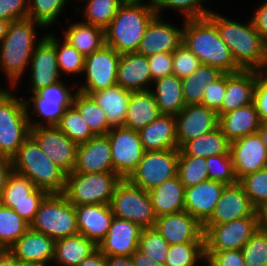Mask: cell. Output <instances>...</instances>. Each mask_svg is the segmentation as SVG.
<instances>
[{
    "mask_svg": "<svg viewBox=\"0 0 267 266\" xmlns=\"http://www.w3.org/2000/svg\"><path fill=\"white\" fill-rule=\"evenodd\" d=\"M207 17L216 25L221 39L242 70H265L267 42L256 31L251 20L242 24L213 11Z\"/></svg>",
    "mask_w": 267,
    "mask_h": 266,
    "instance_id": "cell-1",
    "label": "cell"
},
{
    "mask_svg": "<svg viewBox=\"0 0 267 266\" xmlns=\"http://www.w3.org/2000/svg\"><path fill=\"white\" fill-rule=\"evenodd\" d=\"M142 1L125 0L105 29V45L119 54L137 52L149 23L157 16L153 1Z\"/></svg>",
    "mask_w": 267,
    "mask_h": 266,
    "instance_id": "cell-2",
    "label": "cell"
},
{
    "mask_svg": "<svg viewBox=\"0 0 267 266\" xmlns=\"http://www.w3.org/2000/svg\"><path fill=\"white\" fill-rule=\"evenodd\" d=\"M183 24L182 43L196 55L202 65L219 68L223 73L242 70L221 39L216 25L208 17L185 19Z\"/></svg>",
    "mask_w": 267,
    "mask_h": 266,
    "instance_id": "cell-3",
    "label": "cell"
},
{
    "mask_svg": "<svg viewBox=\"0 0 267 266\" xmlns=\"http://www.w3.org/2000/svg\"><path fill=\"white\" fill-rule=\"evenodd\" d=\"M13 171L29 178L48 194H63L67 174L46 156L30 135L11 159Z\"/></svg>",
    "mask_w": 267,
    "mask_h": 266,
    "instance_id": "cell-4",
    "label": "cell"
},
{
    "mask_svg": "<svg viewBox=\"0 0 267 266\" xmlns=\"http://www.w3.org/2000/svg\"><path fill=\"white\" fill-rule=\"evenodd\" d=\"M44 28L31 19L12 21L0 43V66L11 86L15 87L30 64L36 47V29Z\"/></svg>",
    "mask_w": 267,
    "mask_h": 266,
    "instance_id": "cell-5",
    "label": "cell"
},
{
    "mask_svg": "<svg viewBox=\"0 0 267 266\" xmlns=\"http://www.w3.org/2000/svg\"><path fill=\"white\" fill-rule=\"evenodd\" d=\"M12 92H0V155L9 159L17 154L31 130L24 100Z\"/></svg>",
    "mask_w": 267,
    "mask_h": 266,
    "instance_id": "cell-6",
    "label": "cell"
},
{
    "mask_svg": "<svg viewBox=\"0 0 267 266\" xmlns=\"http://www.w3.org/2000/svg\"><path fill=\"white\" fill-rule=\"evenodd\" d=\"M30 228L54 241L79 234L75 206L63 194H48Z\"/></svg>",
    "mask_w": 267,
    "mask_h": 266,
    "instance_id": "cell-7",
    "label": "cell"
},
{
    "mask_svg": "<svg viewBox=\"0 0 267 266\" xmlns=\"http://www.w3.org/2000/svg\"><path fill=\"white\" fill-rule=\"evenodd\" d=\"M121 180L115 172H72L66 176L63 195L74 206L110 204L116 185Z\"/></svg>",
    "mask_w": 267,
    "mask_h": 266,
    "instance_id": "cell-8",
    "label": "cell"
},
{
    "mask_svg": "<svg viewBox=\"0 0 267 266\" xmlns=\"http://www.w3.org/2000/svg\"><path fill=\"white\" fill-rule=\"evenodd\" d=\"M114 217L137 223L142 228L154 227L156 215L148 191L122 179L110 201Z\"/></svg>",
    "mask_w": 267,
    "mask_h": 266,
    "instance_id": "cell-9",
    "label": "cell"
},
{
    "mask_svg": "<svg viewBox=\"0 0 267 266\" xmlns=\"http://www.w3.org/2000/svg\"><path fill=\"white\" fill-rule=\"evenodd\" d=\"M178 158L179 149L145 151L136 169L127 180L149 191L177 176Z\"/></svg>",
    "mask_w": 267,
    "mask_h": 266,
    "instance_id": "cell-10",
    "label": "cell"
},
{
    "mask_svg": "<svg viewBox=\"0 0 267 266\" xmlns=\"http://www.w3.org/2000/svg\"><path fill=\"white\" fill-rule=\"evenodd\" d=\"M259 228L260 217L203 225L205 251L241 250Z\"/></svg>",
    "mask_w": 267,
    "mask_h": 266,
    "instance_id": "cell-11",
    "label": "cell"
},
{
    "mask_svg": "<svg viewBox=\"0 0 267 266\" xmlns=\"http://www.w3.org/2000/svg\"><path fill=\"white\" fill-rule=\"evenodd\" d=\"M30 123V135L37 141L40 148L66 174L74 171L77 156V144L69 139L57 126H45L40 121Z\"/></svg>",
    "mask_w": 267,
    "mask_h": 266,
    "instance_id": "cell-12",
    "label": "cell"
},
{
    "mask_svg": "<svg viewBox=\"0 0 267 266\" xmlns=\"http://www.w3.org/2000/svg\"><path fill=\"white\" fill-rule=\"evenodd\" d=\"M107 136L110 141L113 170L121 179H127L145 152L139 132L119 126L113 127Z\"/></svg>",
    "mask_w": 267,
    "mask_h": 266,
    "instance_id": "cell-13",
    "label": "cell"
},
{
    "mask_svg": "<svg viewBox=\"0 0 267 266\" xmlns=\"http://www.w3.org/2000/svg\"><path fill=\"white\" fill-rule=\"evenodd\" d=\"M120 55L114 48L104 45L101 49L86 56L83 69L86 82L76 91L90 95L116 85Z\"/></svg>",
    "mask_w": 267,
    "mask_h": 266,
    "instance_id": "cell-14",
    "label": "cell"
},
{
    "mask_svg": "<svg viewBox=\"0 0 267 266\" xmlns=\"http://www.w3.org/2000/svg\"><path fill=\"white\" fill-rule=\"evenodd\" d=\"M45 34L37 43L30 59L31 92H37L49 85L58 83L61 74L58 68L56 37Z\"/></svg>",
    "mask_w": 267,
    "mask_h": 266,
    "instance_id": "cell-15",
    "label": "cell"
},
{
    "mask_svg": "<svg viewBox=\"0 0 267 266\" xmlns=\"http://www.w3.org/2000/svg\"><path fill=\"white\" fill-rule=\"evenodd\" d=\"M63 83L59 81L58 83L49 85L46 88L32 93V97L28 101L24 100L26 109H28V106H30L28 104L32 99L33 113L36 112L38 116L46 119L42 120L46 123L45 126H56L66 108L72 105L75 93L73 94L70 88Z\"/></svg>",
    "mask_w": 267,
    "mask_h": 266,
    "instance_id": "cell-16",
    "label": "cell"
},
{
    "mask_svg": "<svg viewBox=\"0 0 267 266\" xmlns=\"http://www.w3.org/2000/svg\"><path fill=\"white\" fill-rule=\"evenodd\" d=\"M154 227L169 245L204 243L203 225L187 211L159 216Z\"/></svg>",
    "mask_w": 267,
    "mask_h": 266,
    "instance_id": "cell-17",
    "label": "cell"
},
{
    "mask_svg": "<svg viewBox=\"0 0 267 266\" xmlns=\"http://www.w3.org/2000/svg\"><path fill=\"white\" fill-rule=\"evenodd\" d=\"M230 153L236 178L267 168V149L259 133L230 142Z\"/></svg>",
    "mask_w": 267,
    "mask_h": 266,
    "instance_id": "cell-18",
    "label": "cell"
},
{
    "mask_svg": "<svg viewBox=\"0 0 267 266\" xmlns=\"http://www.w3.org/2000/svg\"><path fill=\"white\" fill-rule=\"evenodd\" d=\"M245 217H260L249 197L239 184L227 185L219 198L214 212L203 225H217Z\"/></svg>",
    "mask_w": 267,
    "mask_h": 266,
    "instance_id": "cell-19",
    "label": "cell"
},
{
    "mask_svg": "<svg viewBox=\"0 0 267 266\" xmlns=\"http://www.w3.org/2000/svg\"><path fill=\"white\" fill-rule=\"evenodd\" d=\"M178 149L187 141L218 127L219 116L214 110L201 105H185L175 116Z\"/></svg>",
    "mask_w": 267,
    "mask_h": 266,
    "instance_id": "cell-20",
    "label": "cell"
},
{
    "mask_svg": "<svg viewBox=\"0 0 267 266\" xmlns=\"http://www.w3.org/2000/svg\"><path fill=\"white\" fill-rule=\"evenodd\" d=\"M183 41V28H177L156 16L148 25L137 49L146 57L157 53H173Z\"/></svg>",
    "mask_w": 267,
    "mask_h": 266,
    "instance_id": "cell-21",
    "label": "cell"
},
{
    "mask_svg": "<svg viewBox=\"0 0 267 266\" xmlns=\"http://www.w3.org/2000/svg\"><path fill=\"white\" fill-rule=\"evenodd\" d=\"M143 228L137 223L114 217L97 248L105 256H131L137 249Z\"/></svg>",
    "mask_w": 267,
    "mask_h": 266,
    "instance_id": "cell-22",
    "label": "cell"
},
{
    "mask_svg": "<svg viewBox=\"0 0 267 266\" xmlns=\"http://www.w3.org/2000/svg\"><path fill=\"white\" fill-rule=\"evenodd\" d=\"M226 186L218 181L207 180L185 188L184 211H187L203 225L213 214Z\"/></svg>",
    "mask_w": 267,
    "mask_h": 266,
    "instance_id": "cell-23",
    "label": "cell"
},
{
    "mask_svg": "<svg viewBox=\"0 0 267 266\" xmlns=\"http://www.w3.org/2000/svg\"><path fill=\"white\" fill-rule=\"evenodd\" d=\"M73 172H114L110 141L107 135H97L77 146L76 165Z\"/></svg>",
    "mask_w": 267,
    "mask_h": 266,
    "instance_id": "cell-24",
    "label": "cell"
},
{
    "mask_svg": "<svg viewBox=\"0 0 267 266\" xmlns=\"http://www.w3.org/2000/svg\"><path fill=\"white\" fill-rule=\"evenodd\" d=\"M75 211L79 234L98 246L107 235L114 218L110 205H80L75 206Z\"/></svg>",
    "mask_w": 267,
    "mask_h": 266,
    "instance_id": "cell-25",
    "label": "cell"
},
{
    "mask_svg": "<svg viewBox=\"0 0 267 266\" xmlns=\"http://www.w3.org/2000/svg\"><path fill=\"white\" fill-rule=\"evenodd\" d=\"M152 82L148 57L136 52L120 55L117 67L118 85L131 92H138L150 90Z\"/></svg>",
    "mask_w": 267,
    "mask_h": 266,
    "instance_id": "cell-26",
    "label": "cell"
},
{
    "mask_svg": "<svg viewBox=\"0 0 267 266\" xmlns=\"http://www.w3.org/2000/svg\"><path fill=\"white\" fill-rule=\"evenodd\" d=\"M54 250L55 241L52 238L31 228L9 248L18 261L45 265L53 263Z\"/></svg>",
    "mask_w": 267,
    "mask_h": 266,
    "instance_id": "cell-27",
    "label": "cell"
},
{
    "mask_svg": "<svg viewBox=\"0 0 267 266\" xmlns=\"http://www.w3.org/2000/svg\"><path fill=\"white\" fill-rule=\"evenodd\" d=\"M256 70L226 73V93L218 116L253 103Z\"/></svg>",
    "mask_w": 267,
    "mask_h": 266,
    "instance_id": "cell-28",
    "label": "cell"
},
{
    "mask_svg": "<svg viewBox=\"0 0 267 266\" xmlns=\"http://www.w3.org/2000/svg\"><path fill=\"white\" fill-rule=\"evenodd\" d=\"M259 114L253 103L219 115L218 126L230 141L258 133L261 125Z\"/></svg>",
    "mask_w": 267,
    "mask_h": 266,
    "instance_id": "cell-29",
    "label": "cell"
},
{
    "mask_svg": "<svg viewBox=\"0 0 267 266\" xmlns=\"http://www.w3.org/2000/svg\"><path fill=\"white\" fill-rule=\"evenodd\" d=\"M139 135L145 151L178 149L176 119L173 115L161 114L142 128Z\"/></svg>",
    "mask_w": 267,
    "mask_h": 266,
    "instance_id": "cell-30",
    "label": "cell"
},
{
    "mask_svg": "<svg viewBox=\"0 0 267 266\" xmlns=\"http://www.w3.org/2000/svg\"><path fill=\"white\" fill-rule=\"evenodd\" d=\"M161 115L151 90L132 92L123 127L140 131Z\"/></svg>",
    "mask_w": 267,
    "mask_h": 266,
    "instance_id": "cell-31",
    "label": "cell"
},
{
    "mask_svg": "<svg viewBox=\"0 0 267 266\" xmlns=\"http://www.w3.org/2000/svg\"><path fill=\"white\" fill-rule=\"evenodd\" d=\"M156 217L184 211L185 187L178 176L148 191Z\"/></svg>",
    "mask_w": 267,
    "mask_h": 266,
    "instance_id": "cell-32",
    "label": "cell"
},
{
    "mask_svg": "<svg viewBox=\"0 0 267 266\" xmlns=\"http://www.w3.org/2000/svg\"><path fill=\"white\" fill-rule=\"evenodd\" d=\"M131 93L116 84L107 89L93 92L90 96L105 112L109 124L112 127H119L124 125Z\"/></svg>",
    "mask_w": 267,
    "mask_h": 266,
    "instance_id": "cell-33",
    "label": "cell"
},
{
    "mask_svg": "<svg viewBox=\"0 0 267 266\" xmlns=\"http://www.w3.org/2000/svg\"><path fill=\"white\" fill-rule=\"evenodd\" d=\"M154 90L150 89L155 97L156 103L161 114L176 116L186 105L181 79L175 75H167L165 77L153 81Z\"/></svg>",
    "mask_w": 267,
    "mask_h": 266,
    "instance_id": "cell-34",
    "label": "cell"
},
{
    "mask_svg": "<svg viewBox=\"0 0 267 266\" xmlns=\"http://www.w3.org/2000/svg\"><path fill=\"white\" fill-rule=\"evenodd\" d=\"M97 246L85 236L77 234L55 241L53 262L58 266H78Z\"/></svg>",
    "mask_w": 267,
    "mask_h": 266,
    "instance_id": "cell-35",
    "label": "cell"
},
{
    "mask_svg": "<svg viewBox=\"0 0 267 266\" xmlns=\"http://www.w3.org/2000/svg\"><path fill=\"white\" fill-rule=\"evenodd\" d=\"M62 33L64 40L85 57L105 45V30L82 21L71 24L68 30Z\"/></svg>",
    "mask_w": 267,
    "mask_h": 266,
    "instance_id": "cell-36",
    "label": "cell"
},
{
    "mask_svg": "<svg viewBox=\"0 0 267 266\" xmlns=\"http://www.w3.org/2000/svg\"><path fill=\"white\" fill-rule=\"evenodd\" d=\"M179 150L186 156L207 158L230 152V141L224 136L219 126L201 136L185 142Z\"/></svg>",
    "mask_w": 267,
    "mask_h": 266,
    "instance_id": "cell-37",
    "label": "cell"
},
{
    "mask_svg": "<svg viewBox=\"0 0 267 266\" xmlns=\"http://www.w3.org/2000/svg\"><path fill=\"white\" fill-rule=\"evenodd\" d=\"M223 74L219 68L201 64L191 75L181 79L186 105L201 104L205 86L215 82Z\"/></svg>",
    "mask_w": 267,
    "mask_h": 266,
    "instance_id": "cell-38",
    "label": "cell"
},
{
    "mask_svg": "<svg viewBox=\"0 0 267 266\" xmlns=\"http://www.w3.org/2000/svg\"><path fill=\"white\" fill-rule=\"evenodd\" d=\"M72 105L86 121L95 136L107 135L113 128L109 124L105 112L90 95L77 91L74 95Z\"/></svg>",
    "mask_w": 267,
    "mask_h": 266,
    "instance_id": "cell-39",
    "label": "cell"
},
{
    "mask_svg": "<svg viewBox=\"0 0 267 266\" xmlns=\"http://www.w3.org/2000/svg\"><path fill=\"white\" fill-rule=\"evenodd\" d=\"M29 228L12 208L0 204V249L9 250Z\"/></svg>",
    "mask_w": 267,
    "mask_h": 266,
    "instance_id": "cell-40",
    "label": "cell"
},
{
    "mask_svg": "<svg viewBox=\"0 0 267 266\" xmlns=\"http://www.w3.org/2000/svg\"><path fill=\"white\" fill-rule=\"evenodd\" d=\"M177 176L185 188L209 180L206 159L186 156L179 150Z\"/></svg>",
    "mask_w": 267,
    "mask_h": 266,
    "instance_id": "cell-41",
    "label": "cell"
},
{
    "mask_svg": "<svg viewBox=\"0 0 267 266\" xmlns=\"http://www.w3.org/2000/svg\"><path fill=\"white\" fill-rule=\"evenodd\" d=\"M87 3L84 8L83 21L93 26L106 29L110 22L113 20L119 7L125 0H85Z\"/></svg>",
    "mask_w": 267,
    "mask_h": 266,
    "instance_id": "cell-42",
    "label": "cell"
},
{
    "mask_svg": "<svg viewBox=\"0 0 267 266\" xmlns=\"http://www.w3.org/2000/svg\"><path fill=\"white\" fill-rule=\"evenodd\" d=\"M56 126L77 145L85 143L95 136L73 105L66 108Z\"/></svg>",
    "mask_w": 267,
    "mask_h": 266,
    "instance_id": "cell-43",
    "label": "cell"
},
{
    "mask_svg": "<svg viewBox=\"0 0 267 266\" xmlns=\"http://www.w3.org/2000/svg\"><path fill=\"white\" fill-rule=\"evenodd\" d=\"M206 260L204 243H181L170 245L165 266H195Z\"/></svg>",
    "mask_w": 267,
    "mask_h": 266,
    "instance_id": "cell-44",
    "label": "cell"
},
{
    "mask_svg": "<svg viewBox=\"0 0 267 266\" xmlns=\"http://www.w3.org/2000/svg\"><path fill=\"white\" fill-rule=\"evenodd\" d=\"M238 183L258 211L267 207V168L246 174Z\"/></svg>",
    "mask_w": 267,
    "mask_h": 266,
    "instance_id": "cell-45",
    "label": "cell"
},
{
    "mask_svg": "<svg viewBox=\"0 0 267 266\" xmlns=\"http://www.w3.org/2000/svg\"><path fill=\"white\" fill-rule=\"evenodd\" d=\"M68 0H28L27 18L44 28L56 21Z\"/></svg>",
    "mask_w": 267,
    "mask_h": 266,
    "instance_id": "cell-46",
    "label": "cell"
},
{
    "mask_svg": "<svg viewBox=\"0 0 267 266\" xmlns=\"http://www.w3.org/2000/svg\"><path fill=\"white\" fill-rule=\"evenodd\" d=\"M169 244L155 227L143 228L138 249L155 263L164 264L169 250Z\"/></svg>",
    "mask_w": 267,
    "mask_h": 266,
    "instance_id": "cell-47",
    "label": "cell"
},
{
    "mask_svg": "<svg viewBox=\"0 0 267 266\" xmlns=\"http://www.w3.org/2000/svg\"><path fill=\"white\" fill-rule=\"evenodd\" d=\"M35 189V184L29 178L12 171L0 195V202L31 200V193Z\"/></svg>",
    "mask_w": 267,
    "mask_h": 266,
    "instance_id": "cell-48",
    "label": "cell"
},
{
    "mask_svg": "<svg viewBox=\"0 0 267 266\" xmlns=\"http://www.w3.org/2000/svg\"><path fill=\"white\" fill-rule=\"evenodd\" d=\"M206 162L209 180L218 181L225 185L238 183L230 152L207 157Z\"/></svg>",
    "mask_w": 267,
    "mask_h": 266,
    "instance_id": "cell-49",
    "label": "cell"
},
{
    "mask_svg": "<svg viewBox=\"0 0 267 266\" xmlns=\"http://www.w3.org/2000/svg\"><path fill=\"white\" fill-rule=\"evenodd\" d=\"M241 251L245 266H267V232L260 226Z\"/></svg>",
    "mask_w": 267,
    "mask_h": 266,
    "instance_id": "cell-50",
    "label": "cell"
},
{
    "mask_svg": "<svg viewBox=\"0 0 267 266\" xmlns=\"http://www.w3.org/2000/svg\"><path fill=\"white\" fill-rule=\"evenodd\" d=\"M156 14L161 16L162 9L171 8L184 14L185 19L207 17L212 11L203 8L201 3L206 0H152ZM160 14V15H159Z\"/></svg>",
    "mask_w": 267,
    "mask_h": 266,
    "instance_id": "cell-51",
    "label": "cell"
},
{
    "mask_svg": "<svg viewBox=\"0 0 267 266\" xmlns=\"http://www.w3.org/2000/svg\"><path fill=\"white\" fill-rule=\"evenodd\" d=\"M56 53L60 74L61 71L67 74L83 73L85 56L67 41L64 40V42L60 44L56 37Z\"/></svg>",
    "mask_w": 267,
    "mask_h": 266,
    "instance_id": "cell-52",
    "label": "cell"
},
{
    "mask_svg": "<svg viewBox=\"0 0 267 266\" xmlns=\"http://www.w3.org/2000/svg\"><path fill=\"white\" fill-rule=\"evenodd\" d=\"M200 65V60L184 43L172 53L173 75L180 79L191 75Z\"/></svg>",
    "mask_w": 267,
    "mask_h": 266,
    "instance_id": "cell-53",
    "label": "cell"
},
{
    "mask_svg": "<svg viewBox=\"0 0 267 266\" xmlns=\"http://www.w3.org/2000/svg\"><path fill=\"white\" fill-rule=\"evenodd\" d=\"M48 195L45 190L36 188L31 193V200H21L20 202H0L1 205L12 208L29 225L34 221L41 202Z\"/></svg>",
    "mask_w": 267,
    "mask_h": 266,
    "instance_id": "cell-54",
    "label": "cell"
},
{
    "mask_svg": "<svg viewBox=\"0 0 267 266\" xmlns=\"http://www.w3.org/2000/svg\"><path fill=\"white\" fill-rule=\"evenodd\" d=\"M203 94L201 105H204L215 112L221 109L226 93V73L213 83H208Z\"/></svg>",
    "mask_w": 267,
    "mask_h": 266,
    "instance_id": "cell-55",
    "label": "cell"
},
{
    "mask_svg": "<svg viewBox=\"0 0 267 266\" xmlns=\"http://www.w3.org/2000/svg\"><path fill=\"white\" fill-rule=\"evenodd\" d=\"M253 104L262 123H267V75L256 70Z\"/></svg>",
    "mask_w": 267,
    "mask_h": 266,
    "instance_id": "cell-56",
    "label": "cell"
},
{
    "mask_svg": "<svg viewBox=\"0 0 267 266\" xmlns=\"http://www.w3.org/2000/svg\"><path fill=\"white\" fill-rule=\"evenodd\" d=\"M212 266H245L241 250L205 251Z\"/></svg>",
    "mask_w": 267,
    "mask_h": 266,
    "instance_id": "cell-57",
    "label": "cell"
},
{
    "mask_svg": "<svg viewBox=\"0 0 267 266\" xmlns=\"http://www.w3.org/2000/svg\"><path fill=\"white\" fill-rule=\"evenodd\" d=\"M28 15V0H0V19L18 21Z\"/></svg>",
    "mask_w": 267,
    "mask_h": 266,
    "instance_id": "cell-58",
    "label": "cell"
},
{
    "mask_svg": "<svg viewBox=\"0 0 267 266\" xmlns=\"http://www.w3.org/2000/svg\"><path fill=\"white\" fill-rule=\"evenodd\" d=\"M152 81L173 74L172 53H157L148 56Z\"/></svg>",
    "mask_w": 267,
    "mask_h": 266,
    "instance_id": "cell-59",
    "label": "cell"
},
{
    "mask_svg": "<svg viewBox=\"0 0 267 266\" xmlns=\"http://www.w3.org/2000/svg\"><path fill=\"white\" fill-rule=\"evenodd\" d=\"M251 22L259 35L267 42V0L259 6Z\"/></svg>",
    "mask_w": 267,
    "mask_h": 266,
    "instance_id": "cell-60",
    "label": "cell"
},
{
    "mask_svg": "<svg viewBox=\"0 0 267 266\" xmlns=\"http://www.w3.org/2000/svg\"><path fill=\"white\" fill-rule=\"evenodd\" d=\"M12 171H13L12 160L0 155V195Z\"/></svg>",
    "mask_w": 267,
    "mask_h": 266,
    "instance_id": "cell-61",
    "label": "cell"
},
{
    "mask_svg": "<svg viewBox=\"0 0 267 266\" xmlns=\"http://www.w3.org/2000/svg\"><path fill=\"white\" fill-rule=\"evenodd\" d=\"M78 266H106V256L97 248Z\"/></svg>",
    "mask_w": 267,
    "mask_h": 266,
    "instance_id": "cell-62",
    "label": "cell"
},
{
    "mask_svg": "<svg viewBox=\"0 0 267 266\" xmlns=\"http://www.w3.org/2000/svg\"><path fill=\"white\" fill-rule=\"evenodd\" d=\"M131 259L134 266H165L164 264L155 263L147 255L137 249L132 255Z\"/></svg>",
    "mask_w": 267,
    "mask_h": 266,
    "instance_id": "cell-63",
    "label": "cell"
},
{
    "mask_svg": "<svg viewBox=\"0 0 267 266\" xmlns=\"http://www.w3.org/2000/svg\"><path fill=\"white\" fill-rule=\"evenodd\" d=\"M106 266H134L131 256H106Z\"/></svg>",
    "mask_w": 267,
    "mask_h": 266,
    "instance_id": "cell-64",
    "label": "cell"
},
{
    "mask_svg": "<svg viewBox=\"0 0 267 266\" xmlns=\"http://www.w3.org/2000/svg\"><path fill=\"white\" fill-rule=\"evenodd\" d=\"M0 266H19V261L9 250L0 249Z\"/></svg>",
    "mask_w": 267,
    "mask_h": 266,
    "instance_id": "cell-65",
    "label": "cell"
},
{
    "mask_svg": "<svg viewBox=\"0 0 267 266\" xmlns=\"http://www.w3.org/2000/svg\"><path fill=\"white\" fill-rule=\"evenodd\" d=\"M9 24H10V21L0 19V43L2 42V40L5 38L7 34Z\"/></svg>",
    "mask_w": 267,
    "mask_h": 266,
    "instance_id": "cell-66",
    "label": "cell"
},
{
    "mask_svg": "<svg viewBox=\"0 0 267 266\" xmlns=\"http://www.w3.org/2000/svg\"><path fill=\"white\" fill-rule=\"evenodd\" d=\"M258 133L262 138L265 148L267 149V123H261Z\"/></svg>",
    "mask_w": 267,
    "mask_h": 266,
    "instance_id": "cell-67",
    "label": "cell"
},
{
    "mask_svg": "<svg viewBox=\"0 0 267 266\" xmlns=\"http://www.w3.org/2000/svg\"><path fill=\"white\" fill-rule=\"evenodd\" d=\"M260 226L267 232V207L260 211Z\"/></svg>",
    "mask_w": 267,
    "mask_h": 266,
    "instance_id": "cell-68",
    "label": "cell"
},
{
    "mask_svg": "<svg viewBox=\"0 0 267 266\" xmlns=\"http://www.w3.org/2000/svg\"><path fill=\"white\" fill-rule=\"evenodd\" d=\"M19 266H47V265L41 264V263H36V262L19 261Z\"/></svg>",
    "mask_w": 267,
    "mask_h": 266,
    "instance_id": "cell-69",
    "label": "cell"
},
{
    "mask_svg": "<svg viewBox=\"0 0 267 266\" xmlns=\"http://www.w3.org/2000/svg\"><path fill=\"white\" fill-rule=\"evenodd\" d=\"M263 72L267 75V64H266L265 70Z\"/></svg>",
    "mask_w": 267,
    "mask_h": 266,
    "instance_id": "cell-70",
    "label": "cell"
},
{
    "mask_svg": "<svg viewBox=\"0 0 267 266\" xmlns=\"http://www.w3.org/2000/svg\"><path fill=\"white\" fill-rule=\"evenodd\" d=\"M207 262V266H212L207 260H205V263Z\"/></svg>",
    "mask_w": 267,
    "mask_h": 266,
    "instance_id": "cell-71",
    "label": "cell"
}]
</instances>
